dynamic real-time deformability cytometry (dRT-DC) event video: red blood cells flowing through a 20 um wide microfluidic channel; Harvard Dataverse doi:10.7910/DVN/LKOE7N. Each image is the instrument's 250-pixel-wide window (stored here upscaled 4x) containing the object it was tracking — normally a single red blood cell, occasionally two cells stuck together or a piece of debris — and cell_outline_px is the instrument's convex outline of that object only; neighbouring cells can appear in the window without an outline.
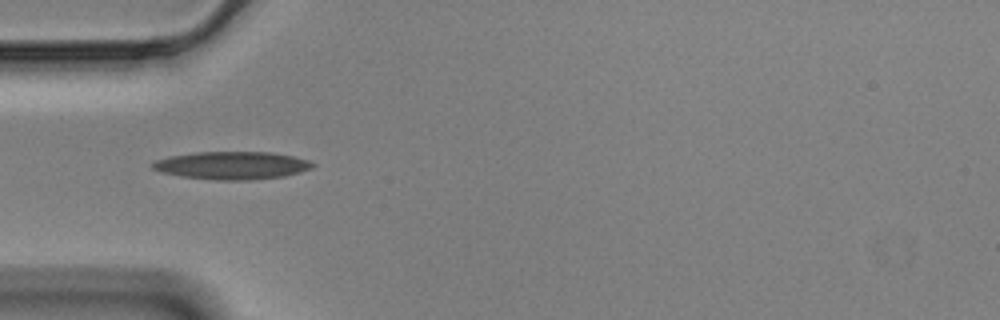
{"species": "Egyptian fruit bat (a non-hibernating species)", "species_latin": "Rousettus aegyptiacus", "temperature_condition": "cold", "stored_images_in_passage": 10, "camera_frame_rate_fps": 3000, "um_per_image_px": 0.085, "animal": {"sex": "male"}, "frame": {"image": 1, "passage_image": 4, "time_ms": 1.0, "image_size_px": [1000, 320], "cell_outline_px": [[316, 164], [312, 168], [284, 176], [248, 180], [216, 180], [180, 176], [160, 172], [152, 168], [152, 164], [156, 160], [168, 156], [196, 152], [272, 152], [292, 156], [308, 160]], "centroid_in_image_um": [19.7, 14.06], "position_along_channel_um": 65.3, "area_um2": 25.89}}
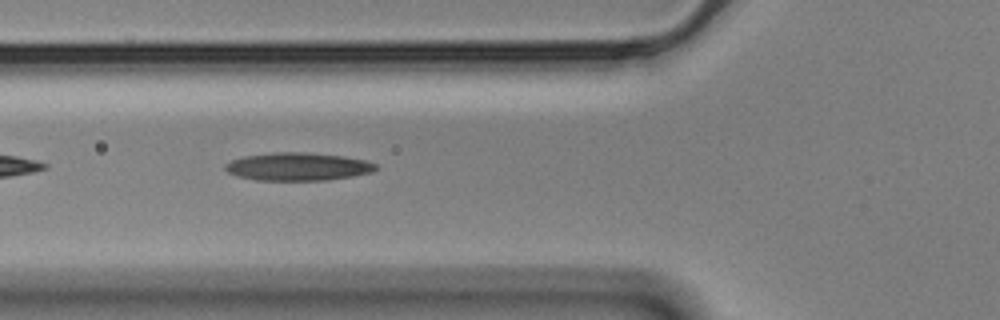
{"frame": {"image": 2, "passage_image": 7, "time_ms": 2.0, "image_size_px": [1000, 320], "cell_outline_px": [[376, 168], [372, 172], [352, 176], [324, 180], [256, 180], [240, 176], [228, 172], [224, 168], [224, 164], [232, 160], [244, 156], [272, 152], [308, 152], [344, 156], [364, 160], [376, 164]], "centroid_in_image_um": [25.3, 14.15], "position_along_channel_um": 100.5, "area_um2": 24.39}}